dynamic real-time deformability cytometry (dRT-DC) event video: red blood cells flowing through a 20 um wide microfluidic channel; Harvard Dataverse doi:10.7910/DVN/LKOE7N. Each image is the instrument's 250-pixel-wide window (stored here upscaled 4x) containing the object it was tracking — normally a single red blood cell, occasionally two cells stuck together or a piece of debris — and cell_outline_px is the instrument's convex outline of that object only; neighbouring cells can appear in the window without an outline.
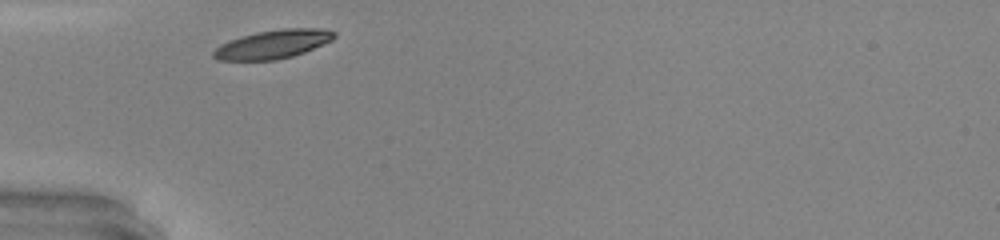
{"species": "common noctule bat (a hibernating species)", "species_latin": "Nyctalus noctula", "temperature_condition": "warm", "stored_images_in_passage": 24, "camera_frame_rate_fps": 3000, "um_per_image_px": 0.085, "animal": {"sex": "male", "body_mass_g": 20.0, "forearm_length_mm": 53.3}, "frame": {"image": 1, "passage_image": 1, "time_ms": 0.0, "image_size_px": [1000, 240], "cell_outline_px": [[336, 36], [332, 40], [304, 52], [292, 56], [276, 60], [220, 60], [212, 56], [212, 52], [220, 44], [240, 36], [256, 32], [284, 28], [320, 28], [336, 32]], "centroid_in_image_um": [23.19, 3.75], "position_along_channel_um": 61.8, "area_um2": 20.11}, "authors_computed_cell_mechanics": {"area_um2": 20.0855, "velocity_mm_per_s": 4.245, "shape_relaxation_time_tau1_ms": 2.8624, "shape_relaxation_time_tau2_ms": null, "deformation_change_tau1": 0.1322, "deformation_change_tau2": null}}